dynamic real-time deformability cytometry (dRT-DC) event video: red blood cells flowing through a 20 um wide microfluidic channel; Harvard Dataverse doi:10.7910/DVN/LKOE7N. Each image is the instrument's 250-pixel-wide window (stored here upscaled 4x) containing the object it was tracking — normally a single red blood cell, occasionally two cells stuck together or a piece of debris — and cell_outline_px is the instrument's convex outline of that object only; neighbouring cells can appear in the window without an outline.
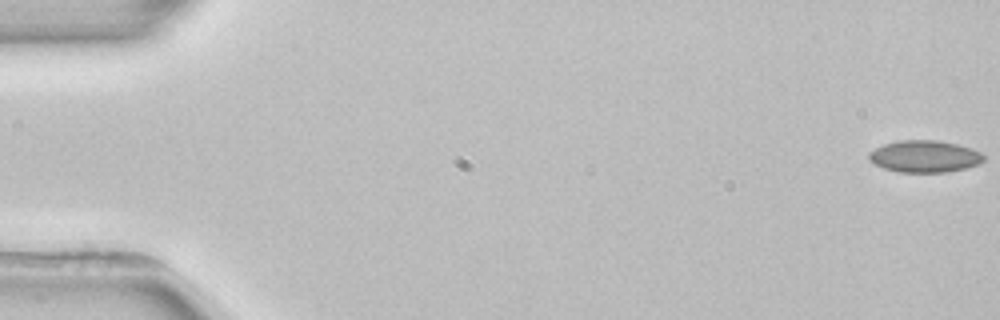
{"species": "common noctule bat (a hibernating species)", "species_latin": "Nyctalus noctula", "temperature_condition": "room temperature", "stored_images_in_passage": 4, "camera_frame_rate_fps": 3000, "um_per_image_px": 0.085, "animal": {"sex": "female", "body_mass_g": 22.7, "forearm_length_mm": 54.2}, "frame": {"image": 1, "passage_image": 1, "time_ms": 0.0, "image_size_px": [1000, 320], "cell_outline_px": [[984, 160], [980, 164], [948, 172], [900, 172], [884, 168], [872, 164], [868, 160], [868, 152], [884, 144], [900, 140], [936, 140], [956, 144], [972, 148], [980, 152], [984, 156]], "centroid_in_image_um": [78.57, 13.29], "position_along_channel_um": 6.4, "area_um2": 21.44}}
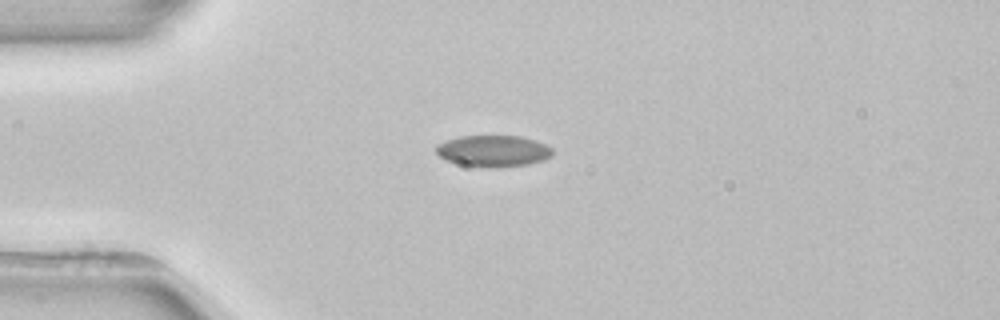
{"frame": {"image": 2, "passage_image": 4, "time_ms": 4.333, "image_size_px": [1000, 320], "cell_outline_px": [[552, 156], [528, 164], [460, 164], [444, 160], [436, 152], [436, 144], [460, 136], [520, 136], [536, 140], [552, 148]], "centroid_in_image_um": [41.9, 12.77], "position_along_channel_um": 43.1, "area_um2": 20.23}}